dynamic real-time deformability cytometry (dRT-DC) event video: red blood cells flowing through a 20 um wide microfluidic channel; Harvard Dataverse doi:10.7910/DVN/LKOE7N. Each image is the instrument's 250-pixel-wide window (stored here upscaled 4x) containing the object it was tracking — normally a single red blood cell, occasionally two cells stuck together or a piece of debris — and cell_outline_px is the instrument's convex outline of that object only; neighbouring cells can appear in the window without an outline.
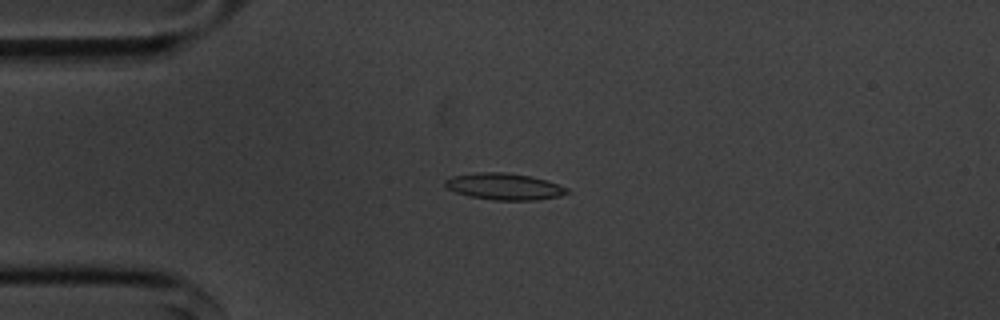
{"species": "common noctule bat (a hibernating species)", "species_latin": "Nyctalus noctula", "temperature_condition": "cold", "stored_images_in_passage": 54, "camera_frame_rate_fps": 3000, "um_per_image_px": 0.085, "animal": {"sex": "male", "body_mass_g": 20.1, "forearm_length_mm": 53.5}, "frame": {"image": 1, "passage_image": 12, "time_ms": 3.667, "image_size_px": [1000, 320], "cell_outline_px": [[568, 192], [560, 196], [536, 200], [496, 200], [472, 196], [456, 192], [448, 188], [444, 184], [444, 180], [452, 176], [480, 172], [504, 172], [532, 176], [568, 188]], "centroid_in_image_um": [42.85, 15.85], "position_along_channel_um": 42.1, "area_um2": 18.61}}
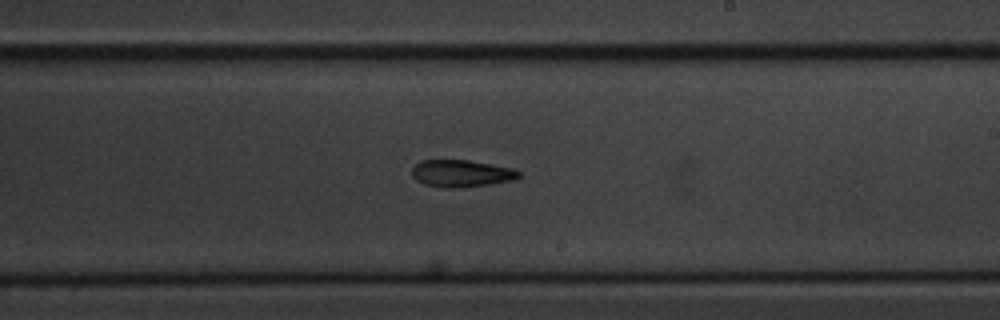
{"frame": {"image": 2, "passage_image": 31, "time_ms": 10.0, "image_size_px": [1000, 320], "cell_outline_px": [[520, 176], [516, 180], [488, 184], [448, 188], [444, 188], [424, 184], [416, 180], [412, 176], [412, 168], [420, 160], [468, 160], [512, 168], [520, 172]], "centroid_in_image_um": [39.2, 14.73], "position_along_channel_um": 249.8, "area_um2": 16.76}}
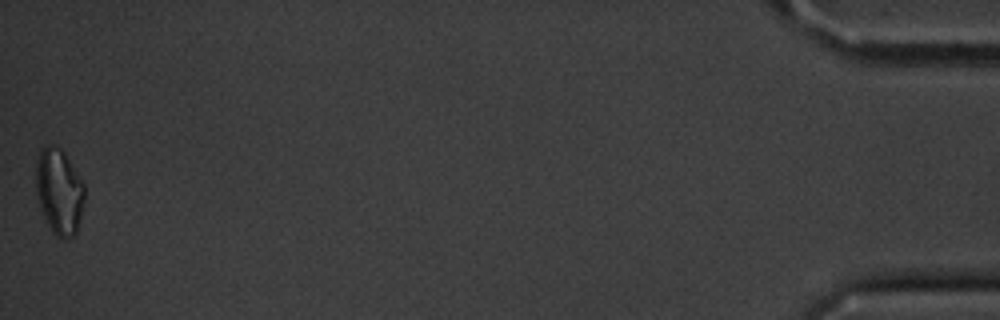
{"frame": {"image": 3, "passage_image": 54, "time_ms": 17.667, "image_size_px": [1000, 320], "cell_outline_px": [[84, 200], [80, 220], [76, 232], [72, 236], [64, 240], [56, 236], [52, 232], [40, 208], [36, 192], [36, 164], [40, 148], [48, 144], [52, 144], [60, 148], [64, 152], [84, 184]], "centroid_in_image_um": [5.02, 16.27], "position_along_channel_um": 430.2, "area_um2": 24.33}, "authors_computed_cell_mechanics": {"area_um2": 17.629, "velocity_mm_per_s": 3.5969, "shape_relaxation_time_tau1_ms": 5.4918, "shape_relaxation_time_tau2_ms": null, "deformation_change_tau1": 0.1401, "deformation_change_tau2": null}}